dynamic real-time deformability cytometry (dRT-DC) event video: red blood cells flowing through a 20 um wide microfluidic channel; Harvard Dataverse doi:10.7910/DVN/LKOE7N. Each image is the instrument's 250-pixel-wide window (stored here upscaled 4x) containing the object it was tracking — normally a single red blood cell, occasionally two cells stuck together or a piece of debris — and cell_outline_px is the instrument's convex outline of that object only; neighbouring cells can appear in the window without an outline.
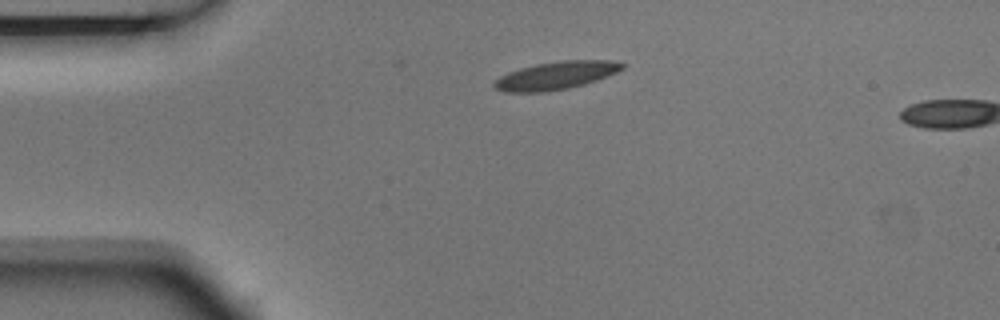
{"species": "Egyptian fruit bat (a non-hibernating species)", "species_latin": "Rousettus aegyptiacus", "temperature_condition": "room temperature", "stored_images_in_passage": 2, "camera_frame_rate_fps": 3000, "um_per_image_px": 0.085, "animal": {"sex": "male"}, "frame": {"image": 1, "passage_image": 1, "time_ms": 0.0, "image_size_px": [1000, 320], "cell_outline_px": [[628, 64], [624, 68], [608, 76], [584, 84], [568, 88], [544, 92], [504, 92], [496, 88], [492, 84], [500, 76], [508, 72], [520, 68], [536, 64], [560, 60], [612, 60]], "centroid_in_image_um": [47.29, 6.41], "position_along_channel_um": 37.7, "area_um2": 20.87}}